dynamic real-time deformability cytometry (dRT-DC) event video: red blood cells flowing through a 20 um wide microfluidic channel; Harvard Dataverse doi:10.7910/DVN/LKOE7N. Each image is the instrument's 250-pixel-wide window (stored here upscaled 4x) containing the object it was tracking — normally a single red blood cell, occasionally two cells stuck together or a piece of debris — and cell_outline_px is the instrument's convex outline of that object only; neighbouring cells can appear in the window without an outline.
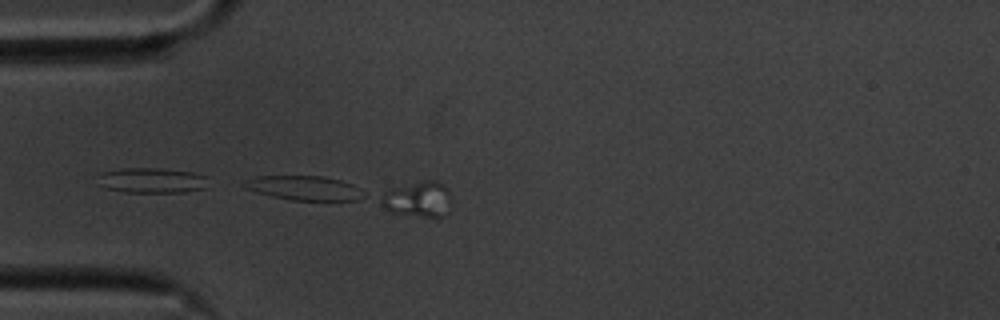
{"species": "common noctule bat (a hibernating species)", "species_latin": "Nyctalus noctula", "temperature_condition": "cold", "stored_images_in_passage": 11, "camera_frame_rate_fps": 3000, "um_per_image_px": 0.085, "animal": {"sex": "male", "body_mass_g": 20.1, "forearm_length_mm": 53.5}, "frame": {"image": 1, "passage_image": 11, "time_ms": 3.333, "image_size_px": [1000, 320], "cell_outline_px": [[448, 200], [444, 216], [424, 216], [388, 212], [376, 200], [376, 196], [392, 188], [420, 180], [436, 180], [448, 192]], "centroid_in_image_um": [35.36, 16.91], "position_along_channel_um": 49.6, "area_um2": 14.39}}